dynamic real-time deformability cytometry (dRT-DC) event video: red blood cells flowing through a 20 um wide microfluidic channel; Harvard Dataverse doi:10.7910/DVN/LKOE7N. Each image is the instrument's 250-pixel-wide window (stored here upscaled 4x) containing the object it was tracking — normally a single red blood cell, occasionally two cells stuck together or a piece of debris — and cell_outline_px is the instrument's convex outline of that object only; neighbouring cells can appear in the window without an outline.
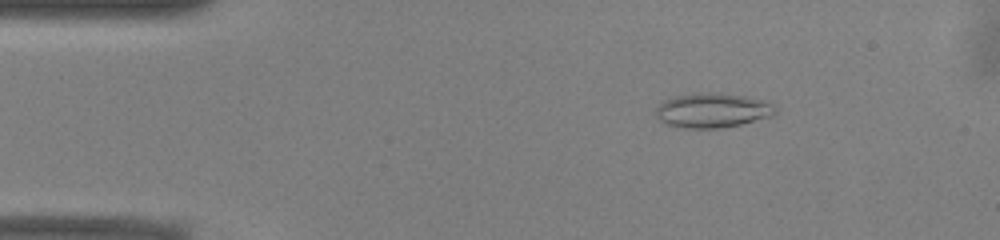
{"species": "common noctule bat (a hibernating species)", "species_latin": "Nyctalus noctula", "temperature_condition": "warm", "stored_images_in_passage": 52, "camera_frame_rate_fps": 3000, "um_per_image_px": 0.085, "animal": {"sex": "male", "body_mass_g": 13.0, "forearm_length_mm": 53.1}, "frame": {"image": 1, "passage_image": 8, "time_ms": 2.333, "image_size_px": [1000, 240], "cell_outline_px": [[776, 112], [772, 116], [740, 124], [720, 128], [680, 128], [664, 124], [656, 116], [656, 108], [664, 100], [676, 96], [692, 92], [720, 92], [744, 96], [764, 100], [772, 104], [776, 108]], "centroid_in_image_um": [60.53, 9.37], "position_along_channel_um": 24.5, "area_um2": 24.33}}
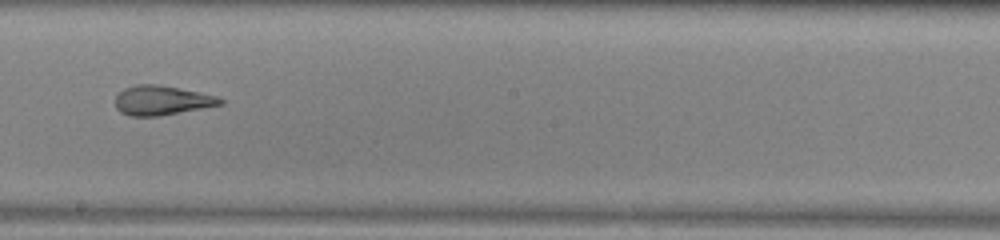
{"frame": {"image": 2, "passage_image": 29, "time_ms": 9.333, "image_size_px": [1000, 240], "cell_outline_px": [[224, 104], [160, 116], [128, 116], [120, 112], [116, 108], [116, 96], [124, 88], [136, 84], [160, 84], [200, 92], [216, 96], [224, 100]], "centroid_in_image_um": [13.75, 8.53], "position_along_channel_um": 234.5, "area_um2": 18.15}}
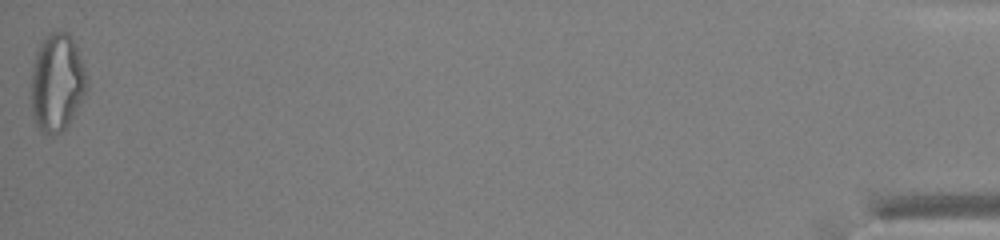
{"frame": {"image": 3, "passage_image": 52, "time_ms": 17.0, "image_size_px": [1000, 240], "cell_outline_px": [[88, 88], [64, 132], [52, 136], [40, 132], [32, 116], [32, 68], [36, 52], [40, 44], [48, 32], [68, 32], [76, 44], [88, 76]], "centroid_in_image_um": [4.86, 7.04], "position_along_channel_um": 430.3, "area_um2": 32.14}, "authors_computed_cell_mechanics": {"area_um2": 21.7906, "velocity_mm_per_s": 3.9368, "shape_relaxation_time_tau1_ms": null, "shape_relaxation_time_tau2_ms": 1.6084, "deformation_change_tau1": null, "deformation_change_tau2": 0.1104}}